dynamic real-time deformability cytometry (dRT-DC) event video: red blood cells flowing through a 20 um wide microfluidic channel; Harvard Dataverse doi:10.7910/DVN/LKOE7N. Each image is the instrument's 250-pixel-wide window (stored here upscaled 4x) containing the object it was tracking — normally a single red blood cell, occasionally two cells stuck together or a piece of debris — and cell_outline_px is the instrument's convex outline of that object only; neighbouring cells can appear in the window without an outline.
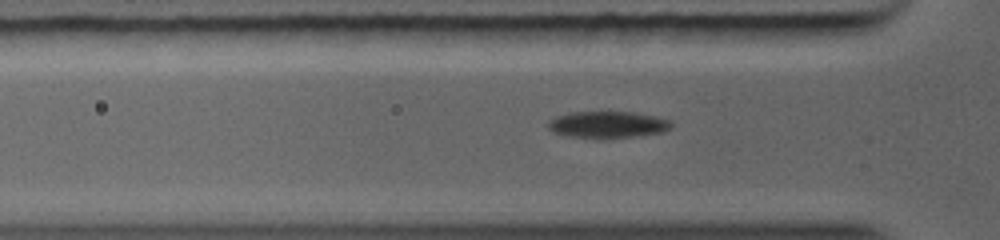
{"species": "common noctule bat (a hibernating species)", "species_latin": "Nyctalus noctula", "temperature_condition": "warm", "stored_images_in_passage": 7, "camera_frame_rate_fps": 5000, "um_per_image_px": 0.085, "animal": {"sex": "female", "body_mass_g": 19.0, "forearm_length_mm": 56.7}, "frame": {"image": 1, "passage_image": 5, "time_ms": 1.6, "image_size_px": [1000, 240], "cell_outline_px": [[672, 128], [664, 132], [636, 136], [600, 140], [596, 140], [568, 136], [552, 132], [548, 128], [548, 120], [556, 116], [568, 112], [632, 112], [672, 120]], "centroid_in_image_um": [51.62, 10.62], "position_along_channel_um": 74.2, "area_um2": 19.71}}